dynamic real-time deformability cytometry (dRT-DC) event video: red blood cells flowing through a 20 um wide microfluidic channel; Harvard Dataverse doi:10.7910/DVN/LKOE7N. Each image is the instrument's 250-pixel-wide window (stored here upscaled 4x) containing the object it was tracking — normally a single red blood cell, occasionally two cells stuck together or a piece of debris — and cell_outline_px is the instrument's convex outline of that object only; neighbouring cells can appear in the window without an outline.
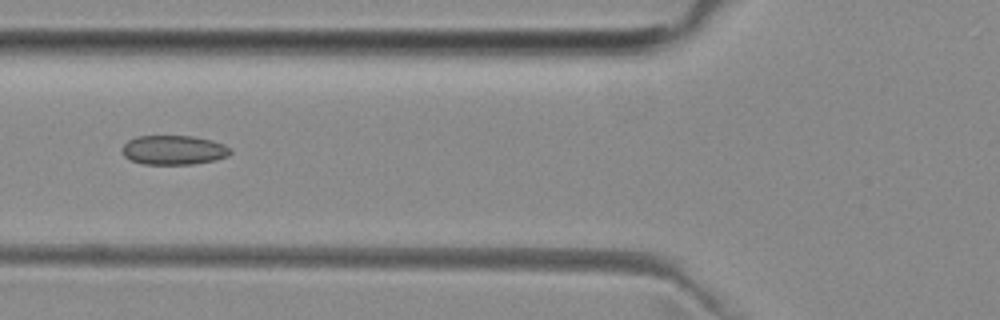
{"species": "common noctule bat (a hibernating species)", "species_latin": "Nyctalus noctula", "temperature_condition": "room temperature", "stored_images_in_passage": 4, "camera_frame_rate_fps": 3000, "um_per_image_px": 0.085, "animal": {"sex": "female", "body_mass_g": 29.2, "forearm_length_mm": 56.3}, "frame": {"image": 1, "passage_image": 3, "time_ms": 2.333, "image_size_px": [1000, 320], "cell_outline_px": [[232, 152], [228, 156], [216, 160], [192, 164], [144, 164], [132, 160], [124, 156], [124, 144], [128, 140], [136, 136], [192, 136], [212, 140], [224, 144], [232, 148]], "centroid_in_image_um": [14.82, 12.75], "position_along_channel_um": 111.0, "area_um2": 18.5}}
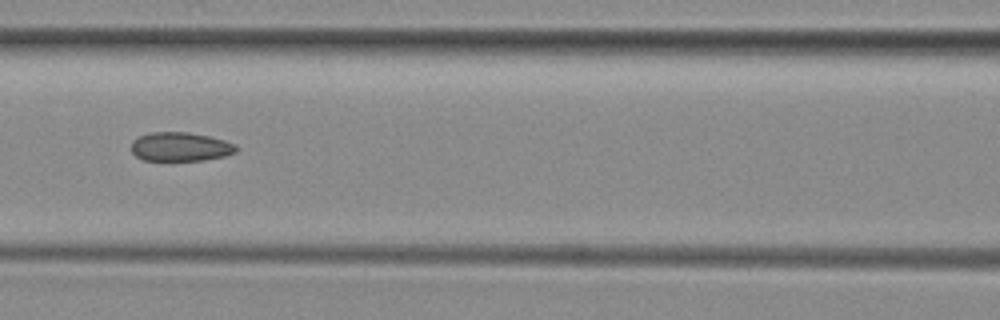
{"frame": {"image": 2, "passage_image": 4, "time_ms": 3.333, "image_size_px": [1000, 320], "cell_outline_px": [[240, 148], [236, 152], [224, 156], [204, 160], [144, 160], [136, 156], [132, 152], [132, 140], [148, 132], [188, 132], [208, 136], [224, 140], [236, 144]], "centroid_in_image_um": [15.35, 12.47], "position_along_channel_um": 151.2, "area_um2": 17.74}}